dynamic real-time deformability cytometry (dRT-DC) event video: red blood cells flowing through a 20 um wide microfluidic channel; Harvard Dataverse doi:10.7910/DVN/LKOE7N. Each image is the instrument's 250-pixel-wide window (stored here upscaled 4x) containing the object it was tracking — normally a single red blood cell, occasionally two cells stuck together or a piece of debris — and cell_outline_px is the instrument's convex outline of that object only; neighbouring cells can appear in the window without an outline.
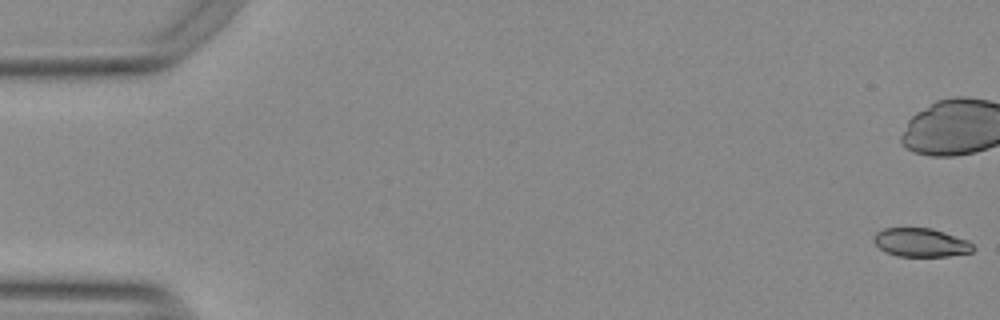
{"species": "Egyptian fruit bat (a non-hibernating species)", "species_latin": "Rousettus aegyptiacus", "temperature_condition": "warm", "stored_images_in_passage": 17, "camera_frame_rate_fps": 3000, "um_per_image_px": 0.085, "animal": {"sex": "female"}, "frame": {"image": 1, "passage_image": 1, "time_ms": 0.0, "image_size_px": [1000, 320], "cell_outline_px": [[976, 248], [972, 252], [948, 256], [896, 256], [880, 248], [872, 240], [876, 232], [884, 228], [932, 228], [968, 240]], "centroid_in_image_um": [78.29, 20.61], "position_along_channel_um": 6.7, "area_um2": 16.53}}